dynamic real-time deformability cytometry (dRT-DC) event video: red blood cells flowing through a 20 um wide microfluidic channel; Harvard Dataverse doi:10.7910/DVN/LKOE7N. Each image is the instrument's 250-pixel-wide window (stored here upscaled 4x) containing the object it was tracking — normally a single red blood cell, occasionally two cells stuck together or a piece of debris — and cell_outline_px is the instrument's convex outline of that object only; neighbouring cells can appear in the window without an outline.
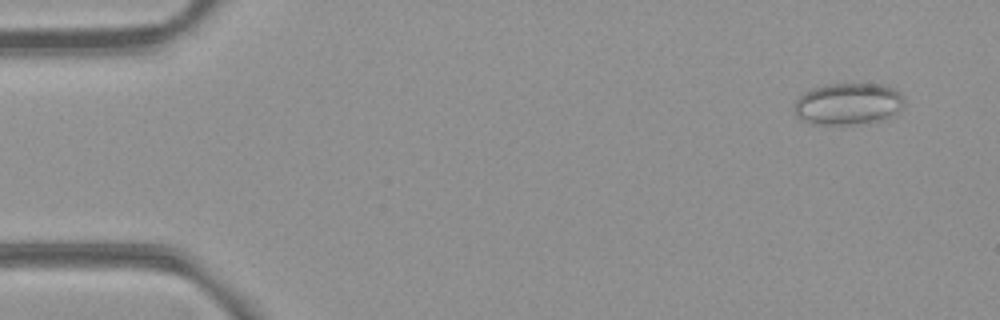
{"species": "common noctule bat (a hibernating species)", "species_latin": "Nyctalus noctula", "temperature_condition": "room temperature", "stored_images_in_passage": 54, "camera_frame_rate_fps": 3000, "um_per_image_px": 0.085, "animal": {"sex": "female", "body_mass_g": 21.9}, "frame": {"image": 1, "passage_image": 4, "time_ms": 1.0, "image_size_px": [1000, 320], "cell_outline_px": [[904, 104], [896, 112], [880, 120], [852, 124], [812, 124], [796, 116], [796, 100], [804, 92], [812, 88], [832, 84], [884, 84], [900, 92], [904, 100]], "centroid_in_image_um": [72.09, 8.82], "position_along_channel_um": 12.9, "area_um2": 26.36}}
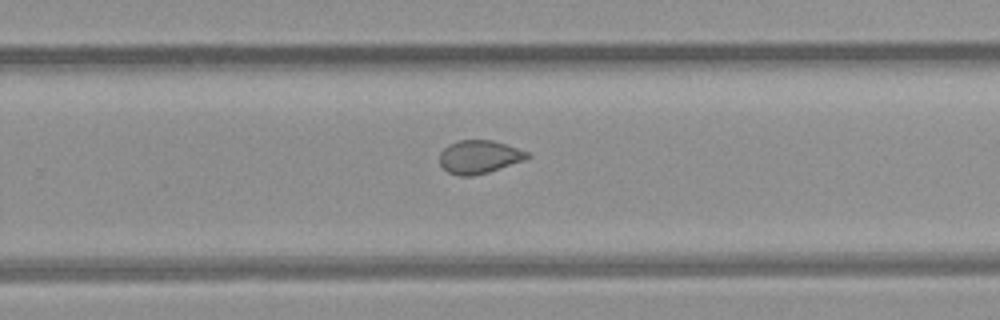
{"frame": {"image": 2, "passage_image": 35, "time_ms": 11.333, "image_size_px": [1000, 320], "cell_outline_px": [[532, 156], [524, 160], [488, 172], [472, 176], [460, 176], [448, 172], [440, 164], [440, 152], [448, 144], [456, 140], [492, 140], [528, 152]], "centroid_in_image_um": [40.71, 13.33], "position_along_channel_um": 289.1, "area_um2": 16.88}}
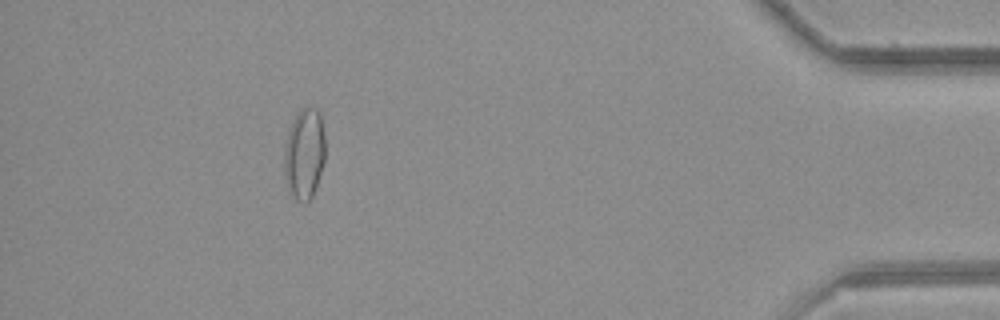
{"frame": {"image": 3, "passage_image": 49, "time_ms": 16.0, "image_size_px": [1000, 320], "cell_outline_px": [[324, 160], [312, 196], [308, 200], [296, 200], [292, 196], [288, 188], [284, 172], [284, 160], [288, 132], [300, 108], [316, 108], [320, 112], [324, 132]], "centroid_in_image_um": [25.87, 13.04], "position_along_channel_um": 409.3, "area_um2": 21.15}, "authors_computed_cell_mechanics": {"area_um2": 19.2474, "velocity_mm_per_s": 3.8716, "shape_relaxation_time_tau1_ms": null, "shape_relaxation_time_tau2_ms": 1.7152, "deformation_change_tau1": null, "deformation_change_tau2": 0.0496}}